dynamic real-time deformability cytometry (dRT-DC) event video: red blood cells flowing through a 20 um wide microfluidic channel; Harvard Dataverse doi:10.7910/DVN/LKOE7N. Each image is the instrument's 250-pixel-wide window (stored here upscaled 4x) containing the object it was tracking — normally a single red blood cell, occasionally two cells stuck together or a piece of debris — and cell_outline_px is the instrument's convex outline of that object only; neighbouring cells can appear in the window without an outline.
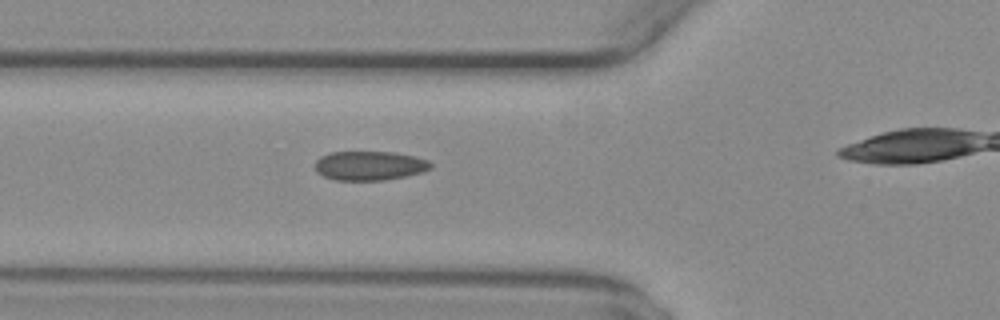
{"species": "common noctule bat (a hibernating species)", "species_latin": "Nyctalus noctula", "temperature_condition": "warm", "stored_images_in_passage": 4, "camera_frame_rate_fps": 3000, "um_per_image_px": 0.085, "animal": {"sex": "female", "body_mass_g": 29.2, "forearm_length_mm": 56.3}, "frame": {"image": 1, "passage_image": 2, "time_ms": 0.333, "image_size_px": [1000, 320], "cell_outline_px": [[432, 168], [424, 172], [384, 180], [336, 180], [324, 176], [316, 172], [316, 160], [320, 156], [328, 152], [396, 152], [416, 156], [428, 160], [432, 164]], "centroid_in_image_um": [31.43, 14.07], "position_along_channel_um": 94.4, "area_um2": 19.83}}